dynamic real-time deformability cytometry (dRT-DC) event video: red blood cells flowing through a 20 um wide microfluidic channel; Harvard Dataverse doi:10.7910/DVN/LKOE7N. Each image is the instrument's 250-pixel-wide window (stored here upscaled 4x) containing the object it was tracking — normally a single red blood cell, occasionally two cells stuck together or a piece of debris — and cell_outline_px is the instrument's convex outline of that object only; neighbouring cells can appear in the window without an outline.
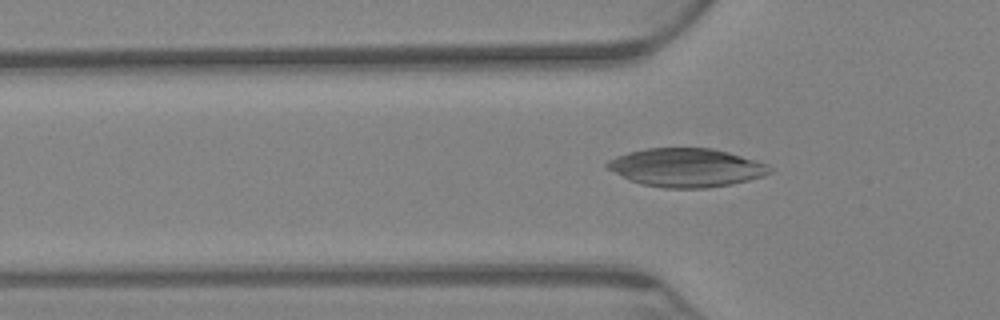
{"species": "Egyptian fruit bat (a non-hibernating species)", "species_latin": "Rousettus aegyptiacus", "temperature_condition": "warm", "stored_images_in_passage": 70, "camera_frame_rate_fps": 3000, "um_per_image_px": 0.085, "animal": {"sex": "female"}, "frame": {"image": 1, "passage_image": 23, "time_ms": 7.333, "image_size_px": [1000, 320], "cell_outline_px": [[772, 172], [764, 176], [732, 184], [708, 188], [664, 188], [644, 184], [628, 180], [604, 168], [604, 164], [608, 160], [616, 156], [628, 152], [644, 148], [712, 148], [728, 152], [756, 160], [768, 164], [772, 168]], "centroid_in_image_um": [58.31, 14.24], "position_along_channel_um": 67.5, "area_um2": 36.82}}
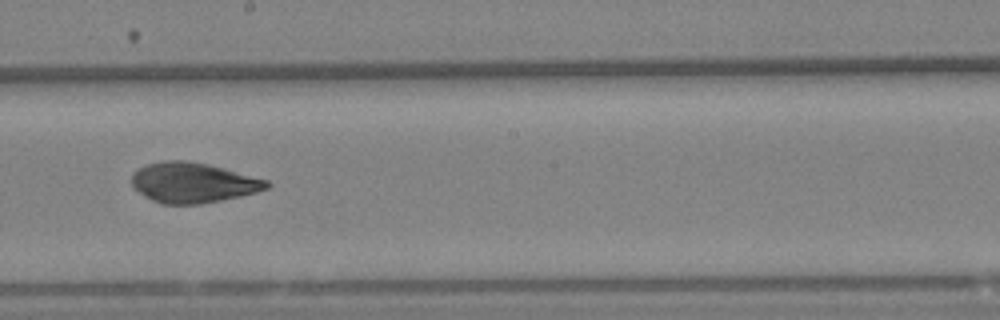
{"frame": {"image": 2, "passage_image": 40, "time_ms": 13.0, "image_size_px": [1000, 320], "cell_outline_px": [[272, 184], [268, 188], [256, 192], [240, 196], [200, 204], [160, 204], [144, 196], [132, 188], [132, 172], [144, 164], [164, 160], [184, 160], [208, 164], [224, 168], [268, 180]], "centroid_in_image_um": [16.36, 15.52], "position_along_channel_um": 231.8, "area_um2": 31.85}}
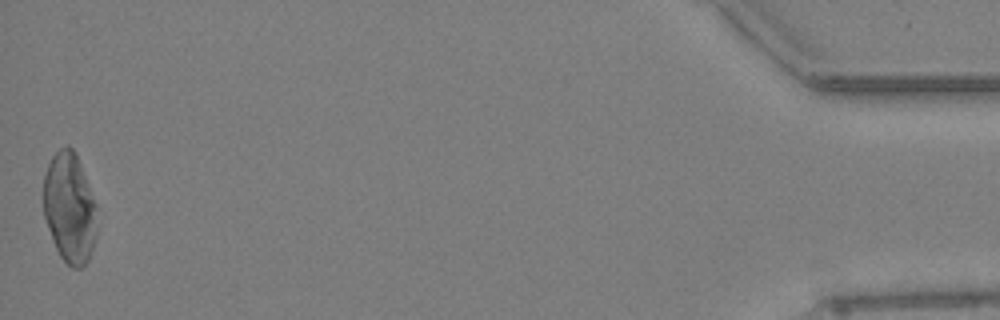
{"frame": {"image": 3, "passage_image": 70, "time_ms": 23.0, "image_size_px": [1000, 320], "cell_outline_px": [[96, 236], [88, 260], [80, 268], [72, 268], [60, 256], [52, 240], [44, 216], [44, 176], [48, 164], [52, 156], [60, 148], [68, 144], [76, 152], [96, 204]], "centroid_in_image_um": [5.91, 17.65], "position_along_channel_um": 429.3, "area_um2": 34.28}}